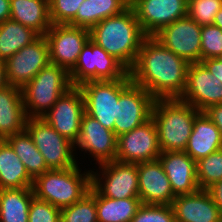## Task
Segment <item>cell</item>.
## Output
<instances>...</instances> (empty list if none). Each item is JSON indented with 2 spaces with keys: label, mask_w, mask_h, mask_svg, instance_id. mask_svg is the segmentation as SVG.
<instances>
[{
  "label": "cell",
  "mask_w": 222,
  "mask_h": 222,
  "mask_svg": "<svg viewBox=\"0 0 222 222\" xmlns=\"http://www.w3.org/2000/svg\"><path fill=\"white\" fill-rule=\"evenodd\" d=\"M39 37L36 31L11 19L0 23V61L5 62Z\"/></svg>",
  "instance_id": "28"
},
{
  "label": "cell",
  "mask_w": 222,
  "mask_h": 222,
  "mask_svg": "<svg viewBox=\"0 0 222 222\" xmlns=\"http://www.w3.org/2000/svg\"><path fill=\"white\" fill-rule=\"evenodd\" d=\"M207 190L211 194L213 201L219 208L220 214L222 215V181L216 182Z\"/></svg>",
  "instance_id": "40"
},
{
  "label": "cell",
  "mask_w": 222,
  "mask_h": 222,
  "mask_svg": "<svg viewBox=\"0 0 222 222\" xmlns=\"http://www.w3.org/2000/svg\"><path fill=\"white\" fill-rule=\"evenodd\" d=\"M201 63L222 82V62L218 58L201 60Z\"/></svg>",
  "instance_id": "39"
},
{
  "label": "cell",
  "mask_w": 222,
  "mask_h": 222,
  "mask_svg": "<svg viewBox=\"0 0 222 222\" xmlns=\"http://www.w3.org/2000/svg\"><path fill=\"white\" fill-rule=\"evenodd\" d=\"M145 37L131 6L118 15L105 18L90 29V39L128 71L134 65Z\"/></svg>",
  "instance_id": "2"
},
{
  "label": "cell",
  "mask_w": 222,
  "mask_h": 222,
  "mask_svg": "<svg viewBox=\"0 0 222 222\" xmlns=\"http://www.w3.org/2000/svg\"><path fill=\"white\" fill-rule=\"evenodd\" d=\"M154 98L143 88L131 83L120 95L114 122L116 137L128 133L151 118Z\"/></svg>",
  "instance_id": "14"
},
{
  "label": "cell",
  "mask_w": 222,
  "mask_h": 222,
  "mask_svg": "<svg viewBox=\"0 0 222 222\" xmlns=\"http://www.w3.org/2000/svg\"><path fill=\"white\" fill-rule=\"evenodd\" d=\"M141 204L139 197L112 199L96 190L98 222H131Z\"/></svg>",
  "instance_id": "30"
},
{
  "label": "cell",
  "mask_w": 222,
  "mask_h": 222,
  "mask_svg": "<svg viewBox=\"0 0 222 222\" xmlns=\"http://www.w3.org/2000/svg\"><path fill=\"white\" fill-rule=\"evenodd\" d=\"M49 46V61L68 73L77 63L83 46L90 39V29L69 24H52L45 33Z\"/></svg>",
  "instance_id": "10"
},
{
  "label": "cell",
  "mask_w": 222,
  "mask_h": 222,
  "mask_svg": "<svg viewBox=\"0 0 222 222\" xmlns=\"http://www.w3.org/2000/svg\"><path fill=\"white\" fill-rule=\"evenodd\" d=\"M213 24L222 29V8L215 15V18L213 20Z\"/></svg>",
  "instance_id": "43"
},
{
  "label": "cell",
  "mask_w": 222,
  "mask_h": 222,
  "mask_svg": "<svg viewBox=\"0 0 222 222\" xmlns=\"http://www.w3.org/2000/svg\"><path fill=\"white\" fill-rule=\"evenodd\" d=\"M176 222H222V215L208 190L179 195L171 204Z\"/></svg>",
  "instance_id": "21"
},
{
  "label": "cell",
  "mask_w": 222,
  "mask_h": 222,
  "mask_svg": "<svg viewBox=\"0 0 222 222\" xmlns=\"http://www.w3.org/2000/svg\"><path fill=\"white\" fill-rule=\"evenodd\" d=\"M199 113L191 104L179 99L154 100L151 117L157 127L161 152L185 150Z\"/></svg>",
  "instance_id": "3"
},
{
  "label": "cell",
  "mask_w": 222,
  "mask_h": 222,
  "mask_svg": "<svg viewBox=\"0 0 222 222\" xmlns=\"http://www.w3.org/2000/svg\"><path fill=\"white\" fill-rule=\"evenodd\" d=\"M196 176L199 188L205 190L222 181V149L196 162Z\"/></svg>",
  "instance_id": "32"
},
{
  "label": "cell",
  "mask_w": 222,
  "mask_h": 222,
  "mask_svg": "<svg viewBox=\"0 0 222 222\" xmlns=\"http://www.w3.org/2000/svg\"><path fill=\"white\" fill-rule=\"evenodd\" d=\"M222 0H188L187 15L201 26L213 24Z\"/></svg>",
  "instance_id": "33"
},
{
  "label": "cell",
  "mask_w": 222,
  "mask_h": 222,
  "mask_svg": "<svg viewBox=\"0 0 222 222\" xmlns=\"http://www.w3.org/2000/svg\"><path fill=\"white\" fill-rule=\"evenodd\" d=\"M84 113L82 91L78 86H73L41 118L74 144L79 135Z\"/></svg>",
  "instance_id": "15"
},
{
  "label": "cell",
  "mask_w": 222,
  "mask_h": 222,
  "mask_svg": "<svg viewBox=\"0 0 222 222\" xmlns=\"http://www.w3.org/2000/svg\"><path fill=\"white\" fill-rule=\"evenodd\" d=\"M60 216L61 209L35 196L32 198L28 222H60Z\"/></svg>",
  "instance_id": "37"
},
{
  "label": "cell",
  "mask_w": 222,
  "mask_h": 222,
  "mask_svg": "<svg viewBox=\"0 0 222 222\" xmlns=\"http://www.w3.org/2000/svg\"><path fill=\"white\" fill-rule=\"evenodd\" d=\"M89 153L97 165L116 159L117 137L115 133L105 128L99 121L87 113L83 114L80 131L74 143V150Z\"/></svg>",
  "instance_id": "17"
},
{
  "label": "cell",
  "mask_w": 222,
  "mask_h": 222,
  "mask_svg": "<svg viewBox=\"0 0 222 222\" xmlns=\"http://www.w3.org/2000/svg\"><path fill=\"white\" fill-rule=\"evenodd\" d=\"M161 150L158 131L152 117L144 124L117 137L116 159L123 163H140L158 159Z\"/></svg>",
  "instance_id": "12"
},
{
  "label": "cell",
  "mask_w": 222,
  "mask_h": 222,
  "mask_svg": "<svg viewBox=\"0 0 222 222\" xmlns=\"http://www.w3.org/2000/svg\"><path fill=\"white\" fill-rule=\"evenodd\" d=\"M8 82L6 80V65L5 62L0 61V89L6 87Z\"/></svg>",
  "instance_id": "42"
},
{
  "label": "cell",
  "mask_w": 222,
  "mask_h": 222,
  "mask_svg": "<svg viewBox=\"0 0 222 222\" xmlns=\"http://www.w3.org/2000/svg\"><path fill=\"white\" fill-rule=\"evenodd\" d=\"M40 36L50 29L49 0H10V18Z\"/></svg>",
  "instance_id": "24"
},
{
  "label": "cell",
  "mask_w": 222,
  "mask_h": 222,
  "mask_svg": "<svg viewBox=\"0 0 222 222\" xmlns=\"http://www.w3.org/2000/svg\"><path fill=\"white\" fill-rule=\"evenodd\" d=\"M77 164L66 169H49L33 180V193L38 199L62 209L79 201L91 187V170Z\"/></svg>",
  "instance_id": "4"
},
{
  "label": "cell",
  "mask_w": 222,
  "mask_h": 222,
  "mask_svg": "<svg viewBox=\"0 0 222 222\" xmlns=\"http://www.w3.org/2000/svg\"><path fill=\"white\" fill-rule=\"evenodd\" d=\"M91 169V185L104 197L126 199L139 197L137 163L117 160L104 162Z\"/></svg>",
  "instance_id": "9"
},
{
  "label": "cell",
  "mask_w": 222,
  "mask_h": 222,
  "mask_svg": "<svg viewBox=\"0 0 222 222\" xmlns=\"http://www.w3.org/2000/svg\"><path fill=\"white\" fill-rule=\"evenodd\" d=\"M188 66L154 36H146L128 72L132 83L143 87L155 100L179 99L185 90Z\"/></svg>",
  "instance_id": "1"
},
{
  "label": "cell",
  "mask_w": 222,
  "mask_h": 222,
  "mask_svg": "<svg viewBox=\"0 0 222 222\" xmlns=\"http://www.w3.org/2000/svg\"><path fill=\"white\" fill-rule=\"evenodd\" d=\"M222 149V138L219 129L204 112L194 120L193 128L185 152L195 161Z\"/></svg>",
  "instance_id": "23"
},
{
  "label": "cell",
  "mask_w": 222,
  "mask_h": 222,
  "mask_svg": "<svg viewBox=\"0 0 222 222\" xmlns=\"http://www.w3.org/2000/svg\"><path fill=\"white\" fill-rule=\"evenodd\" d=\"M129 6L128 0H84L68 24L91 29L105 18L122 13Z\"/></svg>",
  "instance_id": "25"
},
{
  "label": "cell",
  "mask_w": 222,
  "mask_h": 222,
  "mask_svg": "<svg viewBox=\"0 0 222 222\" xmlns=\"http://www.w3.org/2000/svg\"><path fill=\"white\" fill-rule=\"evenodd\" d=\"M84 0H49L52 24H68L75 16Z\"/></svg>",
  "instance_id": "36"
},
{
  "label": "cell",
  "mask_w": 222,
  "mask_h": 222,
  "mask_svg": "<svg viewBox=\"0 0 222 222\" xmlns=\"http://www.w3.org/2000/svg\"><path fill=\"white\" fill-rule=\"evenodd\" d=\"M127 73L128 70L117 59L89 39L69 72V78L72 86H79L87 81L121 79Z\"/></svg>",
  "instance_id": "8"
},
{
  "label": "cell",
  "mask_w": 222,
  "mask_h": 222,
  "mask_svg": "<svg viewBox=\"0 0 222 222\" xmlns=\"http://www.w3.org/2000/svg\"><path fill=\"white\" fill-rule=\"evenodd\" d=\"M60 222H98L96 189L92 185L79 201L61 209Z\"/></svg>",
  "instance_id": "31"
},
{
  "label": "cell",
  "mask_w": 222,
  "mask_h": 222,
  "mask_svg": "<svg viewBox=\"0 0 222 222\" xmlns=\"http://www.w3.org/2000/svg\"><path fill=\"white\" fill-rule=\"evenodd\" d=\"M25 129L43 155L48 169H66L78 164L79 161L76 159L78 155L74 152V144L44 119L28 118Z\"/></svg>",
  "instance_id": "7"
},
{
  "label": "cell",
  "mask_w": 222,
  "mask_h": 222,
  "mask_svg": "<svg viewBox=\"0 0 222 222\" xmlns=\"http://www.w3.org/2000/svg\"><path fill=\"white\" fill-rule=\"evenodd\" d=\"M33 179L6 140H0V190L32 187Z\"/></svg>",
  "instance_id": "26"
},
{
  "label": "cell",
  "mask_w": 222,
  "mask_h": 222,
  "mask_svg": "<svg viewBox=\"0 0 222 222\" xmlns=\"http://www.w3.org/2000/svg\"><path fill=\"white\" fill-rule=\"evenodd\" d=\"M32 187L0 190V222H28Z\"/></svg>",
  "instance_id": "27"
},
{
  "label": "cell",
  "mask_w": 222,
  "mask_h": 222,
  "mask_svg": "<svg viewBox=\"0 0 222 222\" xmlns=\"http://www.w3.org/2000/svg\"><path fill=\"white\" fill-rule=\"evenodd\" d=\"M175 196L198 191L196 162L185 151L161 152L158 157Z\"/></svg>",
  "instance_id": "20"
},
{
  "label": "cell",
  "mask_w": 222,
  "mask_h": 222,
  "mask_svg": "<svg viewBox=\"0 0 222 222\" xmlns=\"http://www.w3.org/2000/svg\"><path fill=\"white\" fill-rule=\"evenodd\" d=\"M202 26L188 15L163 27L154 37L167 49L190 63L201 62Z\"/></svg>",
  "instance_id": "11"
},
{
  "label": "cell",
  "mask_w": 222,
  "mask_h": 222,
  "mask_svg": "<svg viewBox=\"0 0 222 222\" xmlns=\"http://www.w3.org/2000/svg\"><path fill=\"white\" fill-rule=\"evenodd\" d=\"M222 54V29L214 24L202 26L201 60L217 58Z\"/></svg>",
  "instance_id": "34"
},
{
  "label": "cell",
  "mask_w": 222,
  "mask_h": 222,
  "mask_svg": "<svg viewBox=\"0 0 222 222\" xmlns=\"http://www.w3.org/2000/svg\"><path fill=\"white\" fill-rule=\"evenodd\" d=\"M222 62V54L217 57Z\"/></svg>",
  "instance_id": "44"
},
{
  "label": "cell",
  "mask_w": 222,
  "mask_h": 222,
  "mask_svg": "<svg viewBox=\"0 0 222 222\" xmlns=\"http://www.w3.org/2000/svg\"><path fill=\"white\" fill-rule=\"evenodd\" d=\"M27 120L21 89L11 85L0 89V140L24 130Z\"/></svg>",
  "instance_id": "22"
},
{
  "label": "cell",
  "mask_w": 222,
  "mask_h": 222,
  "mask_svg": "<svg viewBox=\"0 0 222 222\" xmlns=\"http://www.w3.org/2000/svg\"><path fill=\"white\" fill-rule=\"evenodd\" d=\"M143 33L154 36L187 15L188 0H133L130 2Z\"/></svg>",
  "instance_id": "16"
},
{
  "label": "cell",
  "mask_w": 222,
  "mask_h": 222,
  "mask_svg": "<svg viewBox=\"0 0 222 222\" xmlns=\"http://www.w3.org/2000/svg\"><path fill=\"white\" fill-rule=\"evenodd\" d=\"M132 83L129 72L121 79L87 81L78 87L82 91L85 113L114 132L119 95Z\"/></svg>",
  "instance_id": "6"
},
{
  "label": "cell",
  "mask_w": 222,
  "mask_h": 222,
  "mask_svg": "<svg viewBox=\"0 0 222 222\" xmlns=\"http://www.w3.org/2000/svg\"><path fill=\"white\" fill-rule=\"evenodd\" d=\"M142 204L171 205L176 197L159 159L137 163Z\"/></svg>",
  "instance_id": "19"
},
{
  "label": "cell",
  "mask_w": 222,
  "mask_h": 222,
  "mask_svg": "<svg viewBox=\"0 0 222 222\" xmlns=\"http://www.w3.org/2000/svg\"><path fill=\"white\" fill-rule=\"evenodd\" d=\"M72 87L69 73L49 62L21 89L28 118H41Z\"/></svg>",
  "instance_id": "5"
},
{
  "label": "cell",
  "mask_w": 222,
  "mask_h": 222,
  "mask_svg": "<svg viewBox=\"0 0 222 222\" xmlns=\"http://www.w3.org/2000/svg\"><path fill=\"white\" fill-rule=\"evenodd\" d=\"M203 112L219 129L222 138V103L209 106Z\"/></svg>",
  "instance_id": "38"
},
{
  "label": "cell",
  "mask_w": 222,
  "mask_h": 222,
  "mask_svg": "<svg viewBox=\"0 0 222 222\" xmlns=\"http://www.w3.org/2000/svg\"><path fill=\"white\" fill-rule=\"evenodd\" d=\"M131 222H176L171 205L141 204Z\"/></svg>",
  "instance_id": "35"
},
{
  "label": "cell",
  "mask_w": 222,
  "mask_h": 222,
  "mask_svg": "<svg viewBox=\"0 0 222 222\" xmlns=\"http://www.w3.org/2000/svg\"><path fill=\"white\" fill-rule=\"evenodd\" d=\"M179 100L203 112L209 106L222 103V82L201 62L190 63L185 90Z\"/></svg>",
  "instance_id": "18"
},
{
  "label": "cell",
  "mask_w": 222,
  "mask_h": 222,
  "mask_svg": "<svg viewBox=\"0 0 222 222\" xmlns=\"http://www.w3.org/2000/svg\"><path fill=\"white\" fill-rule=\"evenodd\" d=\"M24 164L29 176L34 180L48 171L45 159L26 129L5 139Z\"/></svg>",
  "instance_id": "29"
},
{
  "label": "cell",
  "mask_w": 222,
  "mask_h": 222,
  "mask_svg": "<svg viewBox=\"0 0 222 222\" xmlns=\"http://www.w3.org/2000/svg\"><path fill=\"white\" fill-rule=\"evenodd\" d=\"M10 18V0H0V23Z\"/></svg>",
  "instance_id": "41"
},
{
  "label": "cell",
  "mask_w": 222,
  "mask_h": 222,
  "mask_svg": "<svg viewBox=\"0 0 222 222\" xmlns=\"http://www.w3.org/2000/svg\"><path fill=\"white\" fill-rule=\"evenodd\" d=\"M49 62V46L43 35L5 61L8 85L22 89Z\"/></svg>",
  "instance_id": "13"
}]
</instances>
